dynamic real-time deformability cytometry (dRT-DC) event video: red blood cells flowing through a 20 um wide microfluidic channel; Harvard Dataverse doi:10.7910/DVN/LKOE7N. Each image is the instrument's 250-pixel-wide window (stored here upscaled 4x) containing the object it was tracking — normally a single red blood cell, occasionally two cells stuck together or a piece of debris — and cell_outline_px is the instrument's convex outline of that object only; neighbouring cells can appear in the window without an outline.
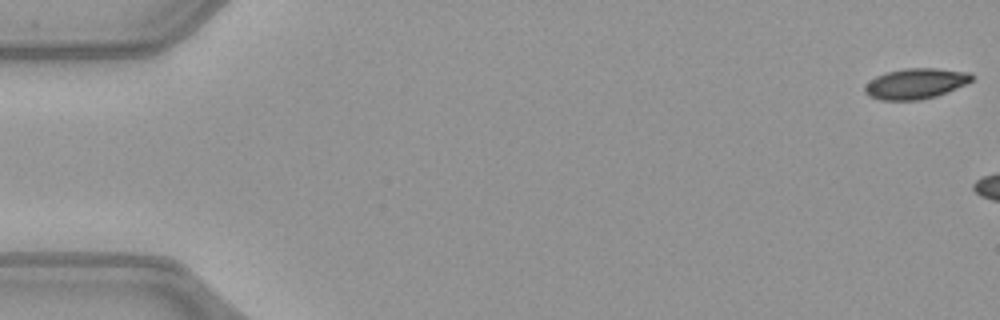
{"species": "common noctule bat (a hibernating species)", "species_latin": "Nyctalus noctula", "temperature_condition": "warm", "stored_images_in_passage": 6, "camera_frame_rate_fps": 3000, "um_per_image_px": 0.085, "animal": {"sex": "female", "body_mass_g": 21.9}, "frame": {"image": 1, "passage_image": 1, "time_ms": 0.0, "image_size_px": [1000, 320], "cell_outline_px": [[976, 76], [972, 80], [956, 88], [936, 96], [920, 100], [880, 100], [868, 96], [864, 92], [864, 88], [876, 76], [884, 72], [904, 68], [936, 68], [972, 72]], "centroid_in_image_um": [77.85, 7.09], "position_along_channel_um": 7.2, "area_um2": 19.13}}